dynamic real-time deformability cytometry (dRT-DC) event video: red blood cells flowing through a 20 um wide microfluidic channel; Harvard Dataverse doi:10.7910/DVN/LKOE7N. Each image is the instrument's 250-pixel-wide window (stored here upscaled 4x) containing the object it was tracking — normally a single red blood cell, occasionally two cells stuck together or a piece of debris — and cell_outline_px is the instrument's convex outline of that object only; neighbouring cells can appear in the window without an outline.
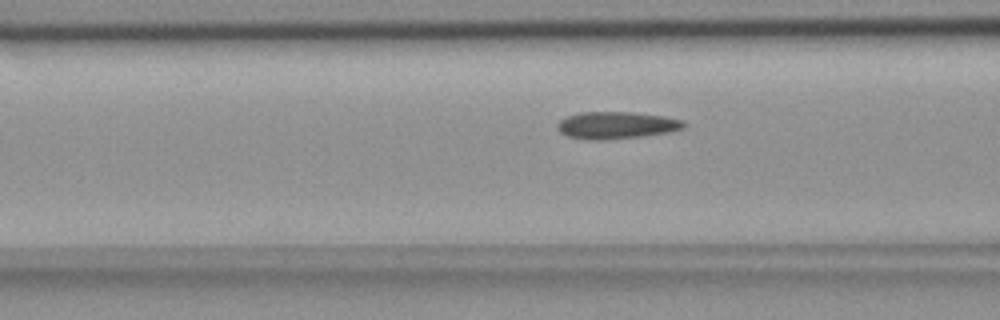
{"species": "common noctule bat (a hibernating species)", "species_latin": "Nyctalus noctula", "temperature_condition": "room temperature", "stored_images_in_passage": 39, "camera_frame_rate_fps": 3000, "um_per_image_px": 0.085, "animal": {"sex": "female", "body_mass_g": 18.4}, "frame": {"image": 1, "passage_image": 5, "time_ms": 1.333, "image_size_px": [1000, 320], "cell_outline_px": [[688, 124], [684, 128], [668, 132], [640, 136], [604, 140], [588, 140], [568, 136], [560, 132], [556, 128], [556, 124], [560, 120], [568, 116], [580, 112], [636, 112], [664, 116], [684, 120]], "centroid_in_image_um": [52.4, 10.64], "position_along_channel_um": 114.2, "area_um2": 20.11}}
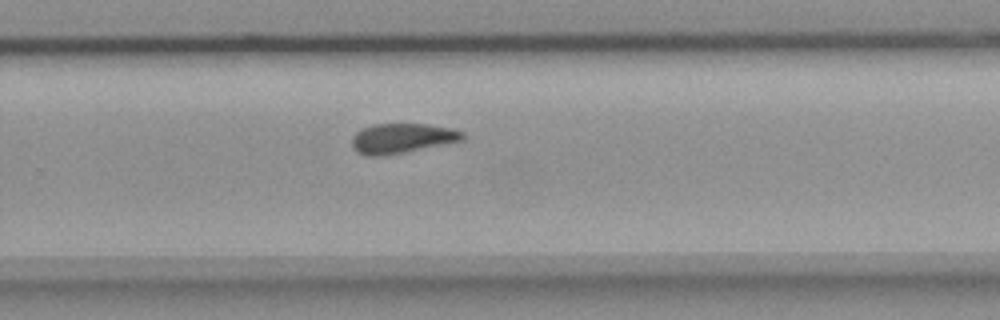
{"frame": {"image": 2, "passage_image": 20, "time_ms": 6.333, "image_size_px": [1000, 320], "cell_outline_px": [[464, 140], [384, 156], [364, 156], [356, 152], [352, 148], [352, 136], [356, 132], [372, 124], [428, 124], [452, 128], [464, 132]], "centroid_in_image_um": [34.14, 11.76], "position_along_channel_um": 295.7, "area_um2": 19.36}}
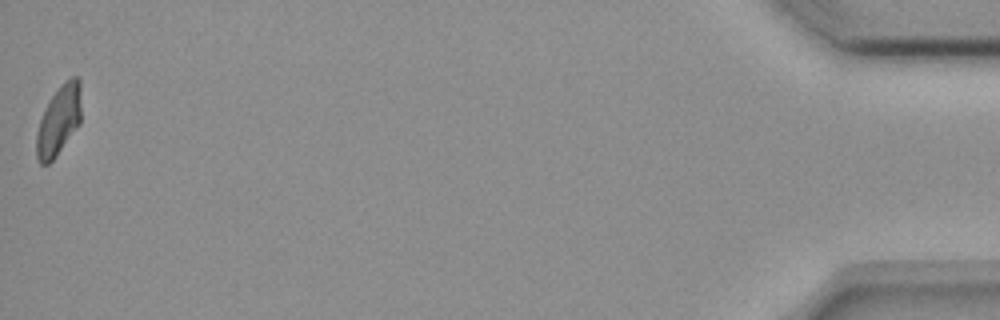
{"frame": {"image": 3, "passage_image": 39, "time_ms": 12.667, "image_size_px": [1000, 320], "cell_outline_px": [[80, 124], [56, 156], [48, 164], [40, 164], [36, 160], [36, 132], [44, 108], [52, 96], [64, 80], [72, 76], [76, 76], [80, 80]], "centroid_in_image_um": [4.98, 10.24], "position_along_channel_um": 430.2, "area_um2": 18.26}, "authors_computed_cell_mechanics": {"area_um2": 19.4786, "velocity_mm_per_s": 3.6401, "shape_relaxation_time_tau1_ms": 5.5486, "shape_relaxation_time_tau2_ms": 1.1754, "deformation_change_tau1": 0.1275, "deformation_change_tau2": 0.0625}}